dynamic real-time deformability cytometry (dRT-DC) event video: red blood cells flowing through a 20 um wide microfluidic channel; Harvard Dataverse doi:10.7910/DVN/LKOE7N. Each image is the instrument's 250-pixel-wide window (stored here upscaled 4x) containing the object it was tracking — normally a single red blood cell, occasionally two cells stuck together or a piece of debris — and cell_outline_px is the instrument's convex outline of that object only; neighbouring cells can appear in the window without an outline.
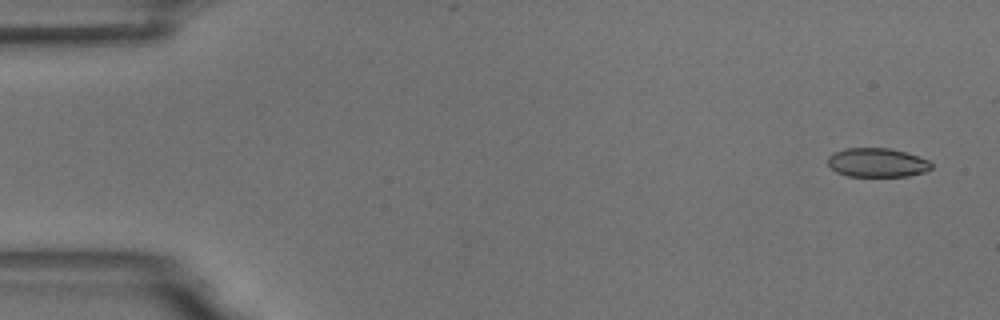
{"species": "common noctule bat (a hibernating species)", "species_latin": "Nyctalus noctula", "temperature_condition": "room temperature", "stored_images_in_passage": 5, "camera_frame_rate_fps": 3000, "um_per_image_px": 0.085, "animal": {"sex": "male", "body_mass_g": 18.8}, "frame": {"image": 1, "passage_image": 1, "time_ms": 0.0, "image_size_px": [1000, 320], "cell_outline_px": [[932, 168], [924, 172], [908, 176], [848, 176], [836, 172], [828, 164], [828, 156], [844, 148], [888, 148], [904, 152], [928, 160], [932, 164]], "centroid_in_image_um": [74.54, 13.82], "position_along_channel_um": 10.5, "area_um2": 17.34}}
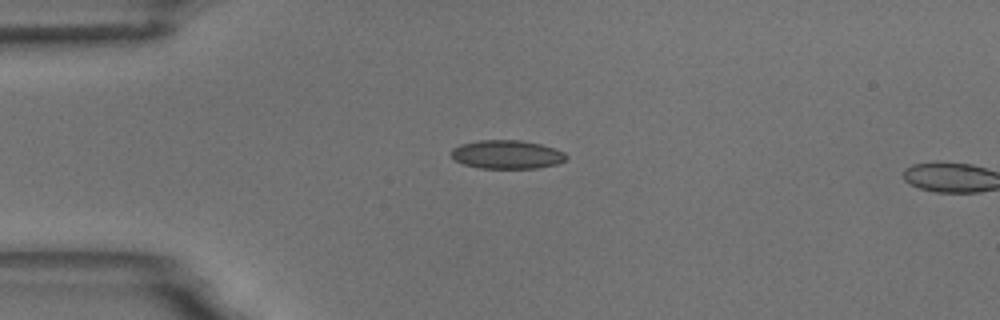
{"frame": {"image": 2, "passage_image": 4, "time_ms": 3.667, "image_size_px": [1000, 320], "cell_outline_px": [[568, 156], [564, 160], [556, 164], [536, 168], [480, 168], [464, 164], [456, 160], [452, 156], [452, 148], [460, 144], [480, 140], [520, 140], [540, 144], [564, 152]], "centroid_in_image_um": [43.08, 13.13], "position_along_channel_um": 41.9, "area_um2": 18.96}}